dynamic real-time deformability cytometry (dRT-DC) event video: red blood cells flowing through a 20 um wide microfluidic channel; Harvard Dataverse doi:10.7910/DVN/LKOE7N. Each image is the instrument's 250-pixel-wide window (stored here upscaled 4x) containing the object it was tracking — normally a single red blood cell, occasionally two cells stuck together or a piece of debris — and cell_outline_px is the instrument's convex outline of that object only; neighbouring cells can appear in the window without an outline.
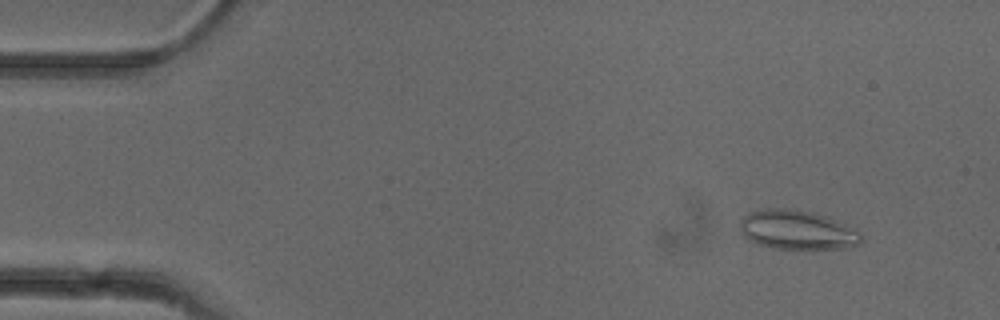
{"species": "common noctule bat (a hibernating species)", "species_latin": "Nyctalus noctula", "temperature_condition": "cold", "stored_images_in_passage": 52, "camera_frame_rate_fps": 3000, "um_per_image_px": 0.085, "animal": {"sex": "female"}, "frame": {"image": 1, "passage_image": 5, "time_ms": 1.333, "image_size_px": [1000, 320], "cell_outline_px": [[860, 244], [852, 248], [772, 248], [756, 244], [748, 240], [740, 232], [740, 220], [748, 212], [764, 208], [792, 208], [812, 212], [828, 216], [856, 228], [860, 232]], "centroid_in_image_um": [67.75, 19.53], "position_along_channel_um": 17.2, "area_um2": 28.15}}
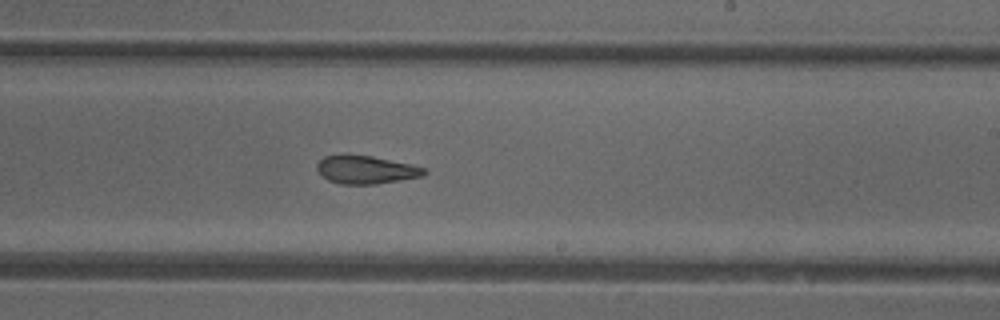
{"frame": {"image": 2, "passage_image": 31, "time_ms": 10.0, "image_size_px": [1000, 320], "cell_outline_px": [[428, 172], [424, 176], [376, 184], [340, 184], [328, 180], [316, 168], [316, 164], [324, 156], [372, 156], [412, 164], [424, 168]], "centroid_in_image_um": [31.15, 14.44], "position_along_channel_um": 257.8, "area_um2": 17.28}}
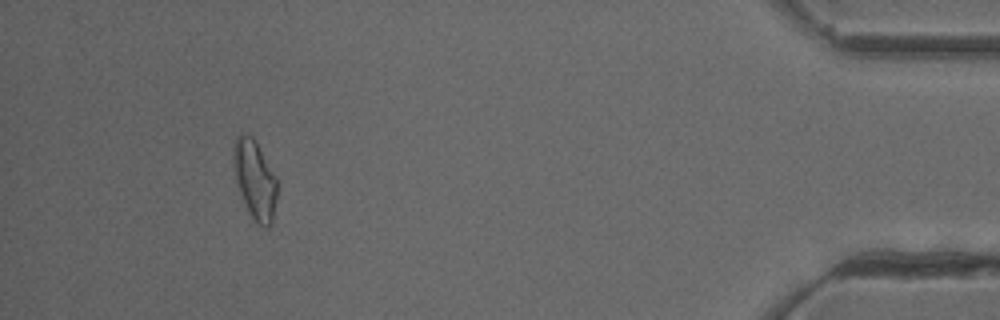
{"frame": {"image": 3, "passage_image": 48, "time_ms": 15.667, "image_size_px": [1000, 320], "cell_outline_px": [[276, 200], [272, 224], [268, 228], [264, 228], [256, 224], [248, 212], [240, 192], [236, 180], [232, 164], [232, 144], [236, 136], [240, 132], [252, 136], [276, 176]], "centroid_in_image_um": [21.63, 15.27], "position_along_channel_um": 413.6, "area_um2": 20.35}, "authors_computed_cell_mechanics": {"area_um2": 19.363, "velocity_mm_per_s": 3.9446, "shape_relaxation_time_tau1_ms": null, "shape_relaxation_time_tau2_ms": 5.4027, "deformation_change_tau1": null, "deformation_change_tau2": 0.1443}}